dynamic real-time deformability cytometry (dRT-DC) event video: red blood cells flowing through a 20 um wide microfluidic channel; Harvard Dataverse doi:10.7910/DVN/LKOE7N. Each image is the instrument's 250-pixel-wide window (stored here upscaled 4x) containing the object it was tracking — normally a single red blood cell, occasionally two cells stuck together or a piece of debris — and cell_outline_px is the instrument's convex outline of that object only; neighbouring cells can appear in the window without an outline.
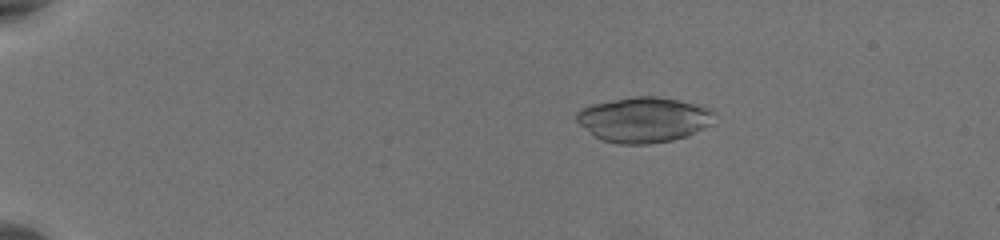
{"species": "common noctule bat (a hibernating species)", "species_latin": "Nyctalus noctula", "temperature_condition": "warm", "stored_images_in_passage": 45, "camera_frame_rate_fps": 3000, "um_per_image_px": 0.085, "animal": {"sex": "female", "body_mass_g": 19.5, "forearm_length_mm": 54.1}, "frame": {"image": 1, "passage_image": 7, "time_ms": 2.0, "image_size_px": [1000, 240], "cell_outline_px": [[712, 112], [708, 124], [704, 128], [688, 136], [672, 140], [648, 144], [620, 144], [600, 140], [580, 124], [576, 120], [576, 112], [580, 108], [592, 104], [612, 100], [636, 96], [656, 96], [676, 100], [708, 108]], "centroid_in_image_um": [54.64, 10.18], "position_along_channel_um": 30.4, "area_um2": 35.78}}